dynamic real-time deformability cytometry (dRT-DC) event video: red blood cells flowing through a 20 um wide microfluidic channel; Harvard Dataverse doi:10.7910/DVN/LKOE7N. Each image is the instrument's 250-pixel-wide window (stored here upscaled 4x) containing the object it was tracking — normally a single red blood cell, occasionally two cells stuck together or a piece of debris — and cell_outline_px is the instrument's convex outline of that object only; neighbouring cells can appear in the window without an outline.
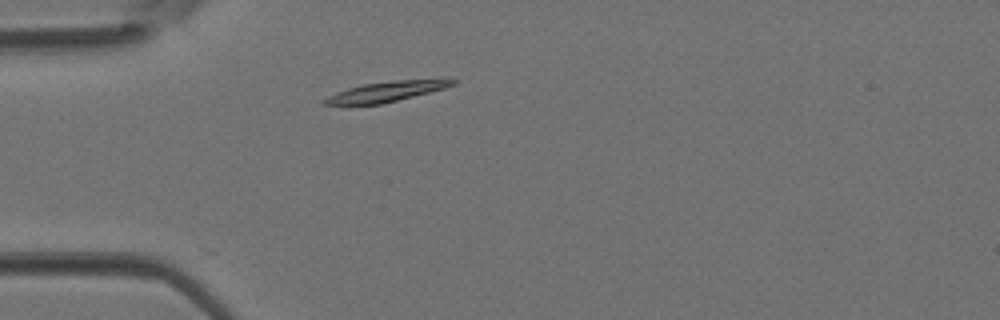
{"species": "Egyptian fruit bat (a non-hibernating species)", "species_latin": "Rousettus aegyptiacus", "temperature_condition": "room temperature", "stored_images_in_passage": 2, "camera_frame_rate_fps": 3000, "um_per_image_px": 0.085, "animal": {"sex": "female"}, "frame": {"image": 1, "passage_image": 2, "time_ms": 0.333, "image_size_px": [1000, 320], "cell_outline_px": [[460, 80], [456, 84], [444, 88], [380, 104], [324, 104], [324, 100], [328, 96], [336, 92], [360, 84], [396, 80], [440, 76], [444, 76]], "centroid_in_image_um": [33.05, 7.7], "position_along_channel_um": 51.9, "area_um2": 15.43}}